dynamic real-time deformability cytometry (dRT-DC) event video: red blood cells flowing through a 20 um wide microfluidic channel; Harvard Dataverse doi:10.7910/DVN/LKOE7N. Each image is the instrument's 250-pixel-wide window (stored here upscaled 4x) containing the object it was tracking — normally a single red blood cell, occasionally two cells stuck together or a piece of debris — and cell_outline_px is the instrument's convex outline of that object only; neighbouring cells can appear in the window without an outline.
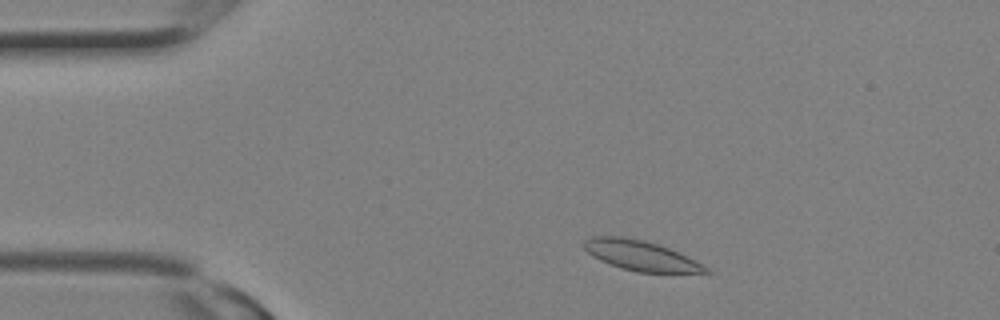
{"species": "Egyptian fruit bat (a non-hibernating species)", "species_latin": "Rousettus aegyptiacus", "temperature_condition": "room temperature", "stored_images_in_passage": 2, "camera_frame_rate_fps": 3000, "um_per_image_px": 0.085, "animal": {"sex": "female"}, "frame": {"image": 1, "passage_image": 1, "time_ms": 0.0, "image_size_px": [1000, 320], "cell_outline_px": [[712, 272], [636, 272], [620, 268], [600, 260], [592, 256], [584, 248], [584, 240], [592, 236], [620, 236], [644, 240], [668, 248], [688, 256], [708, 268]], "centroid_in_image_um": [54.42, 21.71], "position_along_channel_um": 30.6, "area_um2": 21.04}}
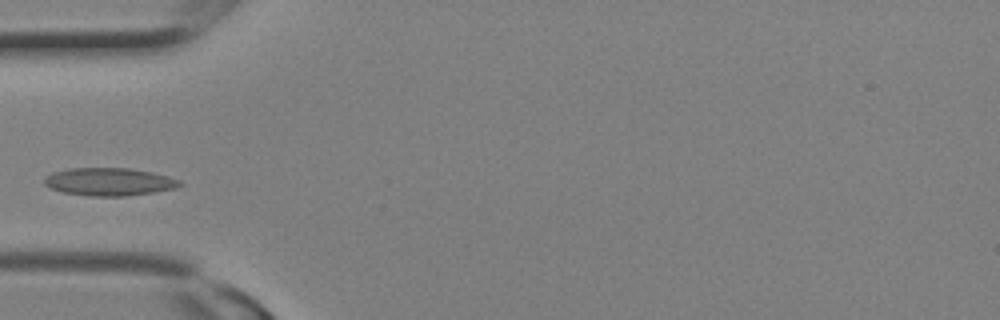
{"frame": {"image": 2, "passage_image": 2, "time_ms": 0.333, "image_size_px": [1000, 320], "cell_outline_px": [[184, 184], [176, 188], [152, 192], [124, 196], [88, 196], [64, 192], [52, 188], [44, 184], [44, 176], [52, 172], [68, 168], [128, 168], [152, 172], [168, 176], [180, 180]], "centroid_in_image_um": [9.27, 15.44], "position_along_channel_um": 75.7, "area_um2": 21.96}}